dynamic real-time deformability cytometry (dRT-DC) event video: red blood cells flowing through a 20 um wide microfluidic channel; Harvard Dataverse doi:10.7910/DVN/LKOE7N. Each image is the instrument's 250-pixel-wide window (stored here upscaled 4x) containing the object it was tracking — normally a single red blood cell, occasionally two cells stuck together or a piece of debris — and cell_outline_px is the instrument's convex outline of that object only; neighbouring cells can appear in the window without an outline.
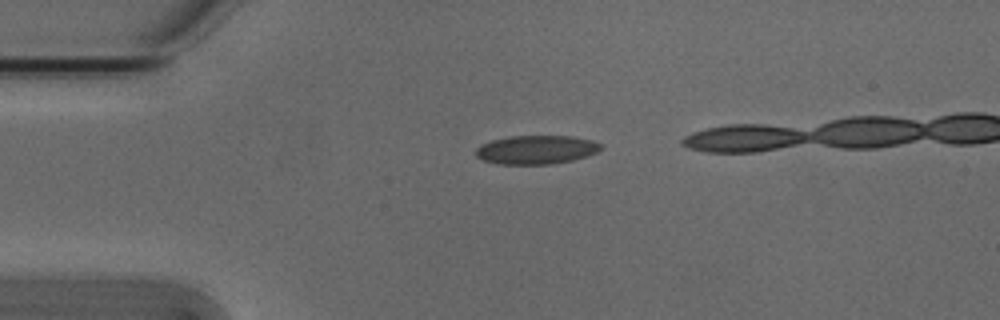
{"species": "Egyptian fruit bat (a non-hibernating species)", "species_latin": "Rousettus aegyptiacus", "temperature_condition": "cold", "stored_images_in_passage": 5, "camera_frame_rate_fps": 3000, "um_per_image_px": 0.085, "animal": {"sex": "male"}, "frame": {"image": 1, "passage_image": 1, "time_ms": 0.0, "image_size_px": [1000, 320], "cell_outline_px": [[600, 148], [596, 152], [588, 156], [572, 160], [552, 164], [496, 164], [484, 160], [476, 156], [476, 148], [480, 144], [492, 140], [508, 136], [572, 136], [592, 140], [600, 144]], "centroid_in_image_um": [45.55, 12.72], "position_along_channel_um": 39.4, "area_um2": 20.92}}